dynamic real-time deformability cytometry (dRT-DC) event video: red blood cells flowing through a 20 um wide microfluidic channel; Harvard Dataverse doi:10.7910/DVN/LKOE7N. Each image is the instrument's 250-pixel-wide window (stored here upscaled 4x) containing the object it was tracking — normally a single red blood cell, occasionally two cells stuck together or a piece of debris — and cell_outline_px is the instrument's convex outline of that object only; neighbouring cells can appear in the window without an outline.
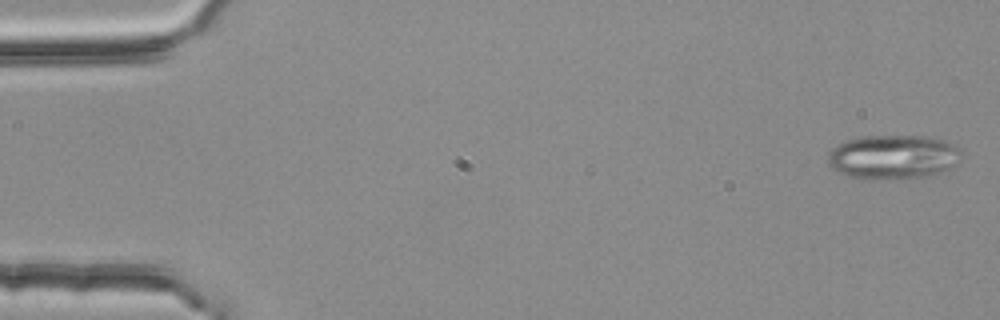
{"species": "common noctule bat (a hibernating species)", "species_latin": "Nyctalus noctula", "temperature_condition": "room temperature", "stored_images_in_passage": 5, "camera_frame_rate_fps": 3000, "um_per_image_px": 0.085, "animal": {"sex": "female", "body_mass_g": 25.1}, "frame": {"image": 1, "passage_image": 1, "time_ms": 0.0, "image_size_px": [1000, 320], "cell_outline_px": [[960, 152], [952, 164], [948, 168], [940, 172], [924, 176], [864, 180], [848, 176], [832, 168], [828, 160], [828, 152], [836, 144], [860, 136], [928, 136], [944, 140], [960, 148]], "centroid_in_image_um": [75.83, 13.32], "position_along_channel_um": 9.2, "area_um2": 33.99}}